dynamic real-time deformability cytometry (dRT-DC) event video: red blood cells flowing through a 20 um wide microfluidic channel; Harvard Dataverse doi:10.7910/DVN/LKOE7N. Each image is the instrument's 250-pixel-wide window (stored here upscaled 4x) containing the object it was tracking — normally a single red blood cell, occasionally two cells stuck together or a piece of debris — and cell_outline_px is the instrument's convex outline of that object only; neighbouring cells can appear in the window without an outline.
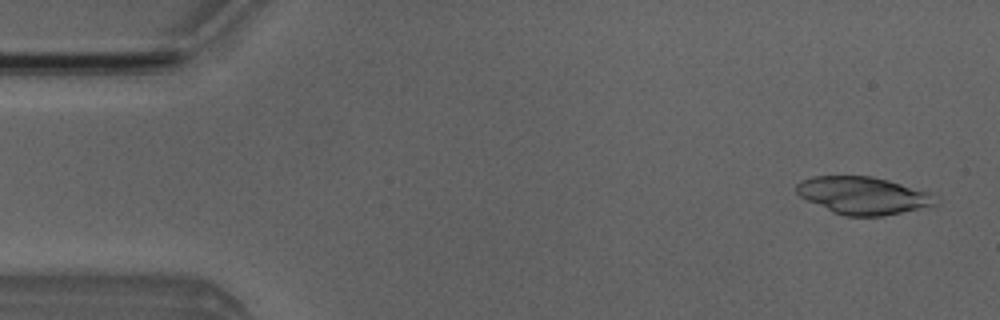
{"species": "Egyptian fruit bat (a non-hibernating species)", "species_latin": "Rousettus aegyptiacus", "temperature_condition": "room temperature", "stored_images_in_passage": 4, "camera_frame_rate_fps": 3000, "um_per_image_px": 0.085, "animal": {"sex": "male"}, "frame": {"image": 1, "passage_image": 1, "time_ms": 0.0, "image_size_px": [1000, 320], "cell_outline_px": [[940, 200], [936, 204], [884, 216], [844, 216], [832, 212], [800, 196], [796, 192], [796, 184], [800, 180], [812, 176], [872, 176], [888, 180], [928, 192]], "centroid_in_image_um": [73.33, 16.61], "position_along_channel_um": 11.7, "area_um2": 30.17}}